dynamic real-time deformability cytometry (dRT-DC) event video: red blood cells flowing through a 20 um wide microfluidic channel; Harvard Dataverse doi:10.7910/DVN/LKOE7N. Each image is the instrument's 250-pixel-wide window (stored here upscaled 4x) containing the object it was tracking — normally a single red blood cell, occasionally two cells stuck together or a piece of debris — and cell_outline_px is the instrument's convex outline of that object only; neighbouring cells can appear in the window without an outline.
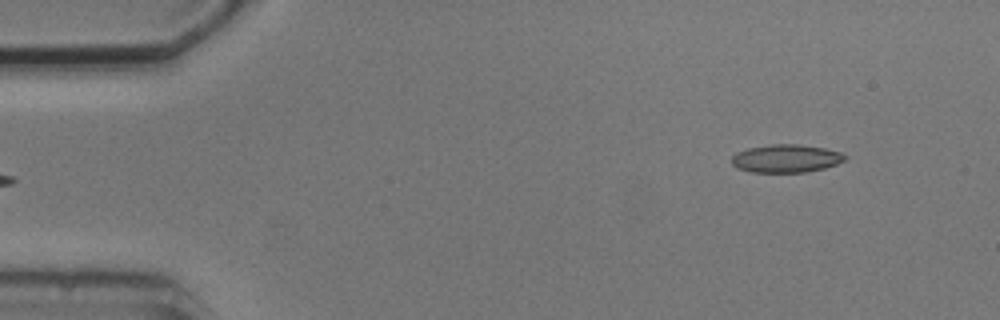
{"species": "common noctule bat (a hibernating species)", "species_latin": "Nyctalus noctula", "temperature_condition": "cold", "stored_images_in_passage": 4, "camera_frame_rate_fps": 3000, "um_per_image_px": 0.085, "animal": {"sex": "male", "body_mass_g": 20.5, "forearm_length_mm": 52.5}, "frame": {"image": 1, "passage_image": 4, "time_ms": 4.667, "image_size_px": [1000, 320], "cell_outline_px": [[848, 156], [844, 160], [836, 164], [824, 168], [804, 172], [752, 172], [736, 168], [732, 164], [732, 156], [736, 152], [748, 148], [772, 144], [796, 144], [824, 148], [840, 152]], "centroid_in_image_um": [66.79, 13.47], "position_along_channel_um": 18.2, "area_um2": 18.44}}